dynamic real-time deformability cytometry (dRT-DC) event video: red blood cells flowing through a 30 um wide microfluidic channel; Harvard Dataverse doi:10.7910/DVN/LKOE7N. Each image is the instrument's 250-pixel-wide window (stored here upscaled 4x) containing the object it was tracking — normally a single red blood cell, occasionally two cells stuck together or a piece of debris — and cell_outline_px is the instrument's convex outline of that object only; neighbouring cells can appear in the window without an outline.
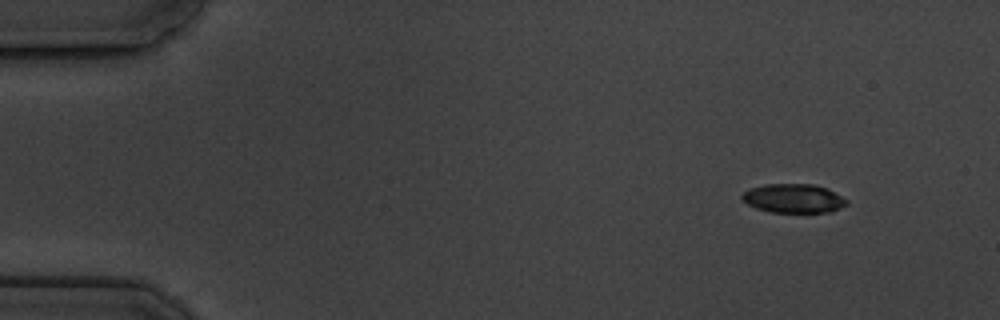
{"species": "common noctule bat (a hibernating species)", "species_latin": "Nyctalus noctula", "temperature_condition": "cold", "stored_images_in_passage": 4, "camera_frame_rate_fps": 3000, "um_per_image_px": 0.085, "animal": {"sex": "male", "body_mass_g": 19.5, "forearm_length_mm": 54.6}, "frame": {"image": 1, "passage_image": 1, "time_ms": 0.0, "image_size_px": [1000, 320], "cell_outline_px": [[848, 204], [832, 212], [772, 212], [756, 208], [748, 204], [740, 196], [744, 192], [752, 188], [764, 184], [812, 184], [828, 188], [848, 200]], "centroid_in_image_um": [67.49, 16.86], "position_along_channel_um": 17.5, "area_um2": 17.63}}
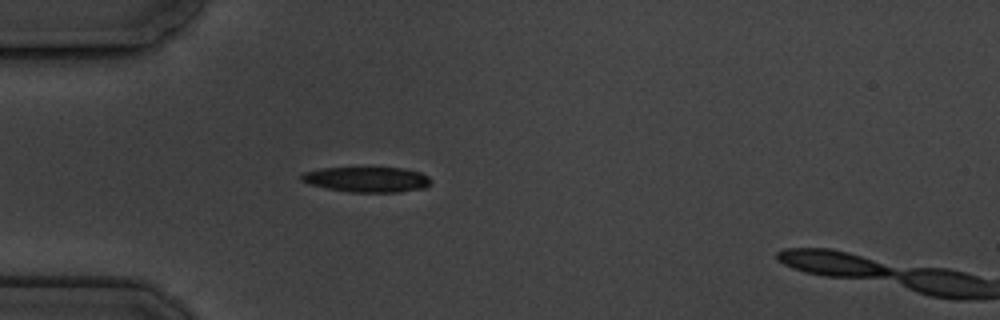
{"frame": {"image": 2, "passage_image": 4, "time_ms": 3.667, "image_size_px": [1000, 320], "cell_outline_px": [[432, 180], [424, 188], [400, 192], [352, 192], [328, 188], [312, 184], [300, 180], [300, 176], [304, 172], [324, 168], [400, 168], [420, 172], [428, 176]], "centroid_in_image_um": [31.22, 15.25], "position_along_channel_um": 53.8, "area_um2": 18.79}}